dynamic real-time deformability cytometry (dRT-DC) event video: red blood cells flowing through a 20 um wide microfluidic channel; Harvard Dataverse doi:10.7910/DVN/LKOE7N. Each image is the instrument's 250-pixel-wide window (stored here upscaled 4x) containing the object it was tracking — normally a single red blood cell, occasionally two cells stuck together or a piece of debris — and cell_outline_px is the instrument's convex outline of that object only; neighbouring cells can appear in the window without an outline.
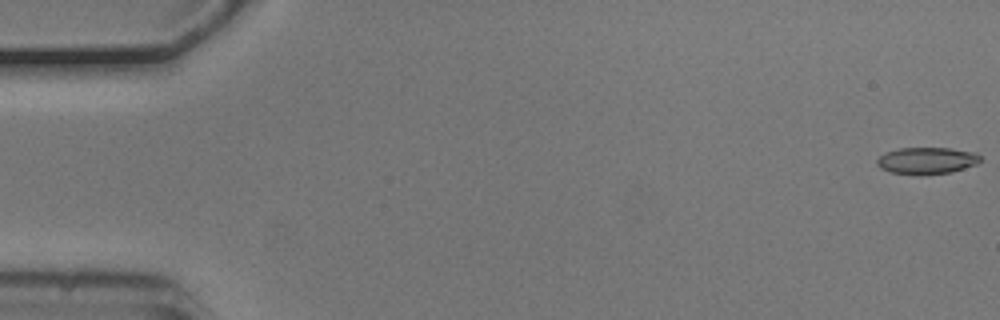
{"species": "common noctule bat (a hibernating species)", "species_latin": "Nyctalus noctula", "temperature_condition": "cold", "stored_images_in_passage": 23, "camera_frame_rate_fps": 3000, "um_per_image_px": 0.085, "animal": {"sex": "male", "body_mass_g": 20.5, "forearm_length_mm": 52.5}, "frame": {"image": 1, "passage_image": 1, "time_ms": 0.0, "image_size_px": [1000, 320], "cell_outline_px": [[980, 160], [976, 164], [952, 172], [888, 172], [880, 168], [876, 164], [876, 160], [884, 152], [900, 148], [952, 148], [976, 152], [980, 156]], "centroid_in_image_um": [78.77, 13.6], "position_along_channel_um": 6.2, "area_um2": 15.55}}
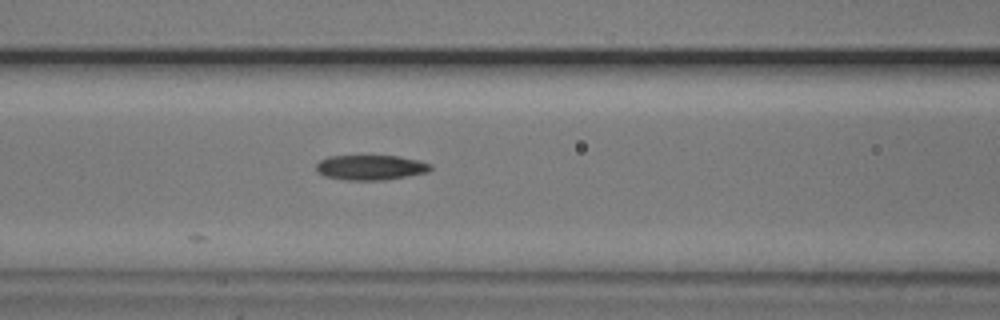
{"frame": {"image": 2, "passage_image": 23, "time_ms": 7.333, "image_size_px": [1000, 320], "cell_outline_px": [[432, 168], [428, 172], [408, 176], [384, 180], [344, 180], [324, 176], [316, 172], [316, 164], [320, 160], [328, 156], [400, 156], [432, 164]], "centroid_in_image_um": [31.48, 14.24], "position_along_channel_um": 135.1, "area_um2": 16.76}}